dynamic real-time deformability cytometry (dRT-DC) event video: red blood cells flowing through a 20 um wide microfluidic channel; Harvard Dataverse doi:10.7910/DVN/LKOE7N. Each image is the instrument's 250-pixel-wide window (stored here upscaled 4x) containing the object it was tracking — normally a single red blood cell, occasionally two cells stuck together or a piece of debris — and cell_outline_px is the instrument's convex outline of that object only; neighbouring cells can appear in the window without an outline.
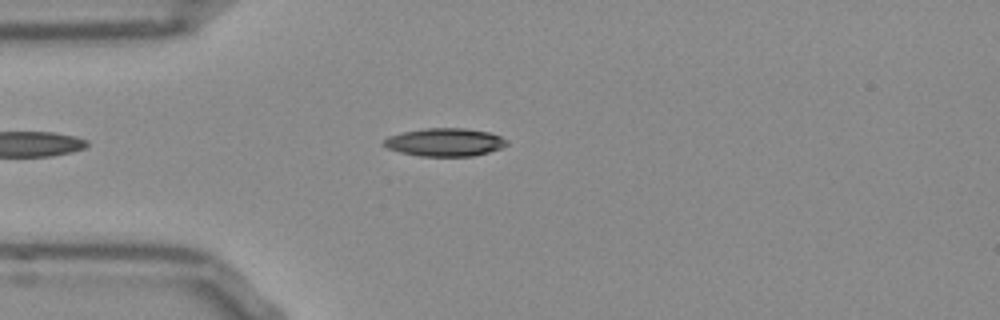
{"species": "Egyptian fruit bat (a non-hibernating species)", "species_latin": "Rousettus aegyptiacus", "temperature_condition": "room temperature", "stored_images_in_passage": 30, "camera_frame_rate_fps": 3000, "um_per_image_px": 0.085, "frame": {"image": 1, "passage_image": 6, "time_ms": 1.667, "image_size_px": [1000, 320], "cell_outline_px": [[508, 144], [500, 148], [488, 152], [472, 156], [420, 156], [400, 152], [388, 148], [380, 144], [388, 136], [404, 132], [424, 128], [464, 128], [488, 132], [500, 136], [508, 140]], "centroid_in_image_um": [37.8, 12.09], "position_along_channel_um": 47.2, "area_um2": 20.06}}
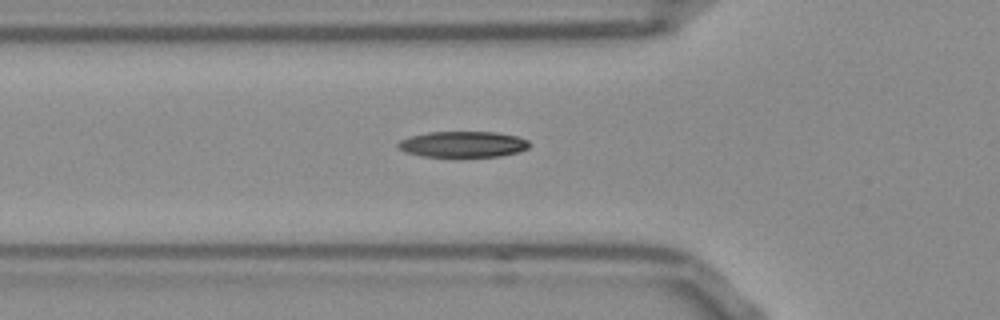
{"frame": {"image": 2, "passage_image": 10, "time_ms": 3.0, "image_size_px": [1000, 320], "cell_outline_px": [[532, 144], [528, 148], [520, 152], [500, 156], [424, 156], [408, 152], [400, 148], [396, 144], [400, 140], [408, 136], [428, 132], [496, 132], [516, 136], [528, 140]], "centroid_in_image_um": [39.39, 12.25], "position_along_channel_um": 86.4, "area_um2": 19.77}}
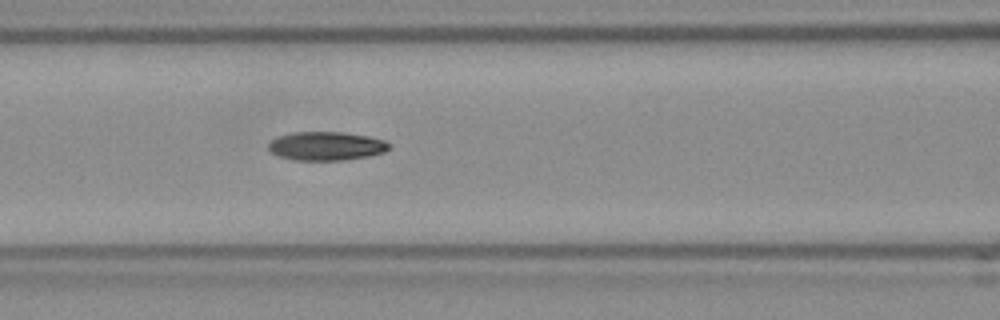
{"frame": {"image": 3, "passage_image": 14, "time_ms": 4.333, "image_size_px": [1000, 320], "cell_outline_px": [[392, 144], [384, 152], [368, 156], [348, 160], [296, 160], [280, 156], [272, 152], [268, 148], [268, 144], [276, 136], [292, 132], [344, 132], [368, 136], [384, 140]], "centroid_in_image_um": [27.74, 12.4], "position_along_channel_um": 138.9, "area_um2": 20.23}}